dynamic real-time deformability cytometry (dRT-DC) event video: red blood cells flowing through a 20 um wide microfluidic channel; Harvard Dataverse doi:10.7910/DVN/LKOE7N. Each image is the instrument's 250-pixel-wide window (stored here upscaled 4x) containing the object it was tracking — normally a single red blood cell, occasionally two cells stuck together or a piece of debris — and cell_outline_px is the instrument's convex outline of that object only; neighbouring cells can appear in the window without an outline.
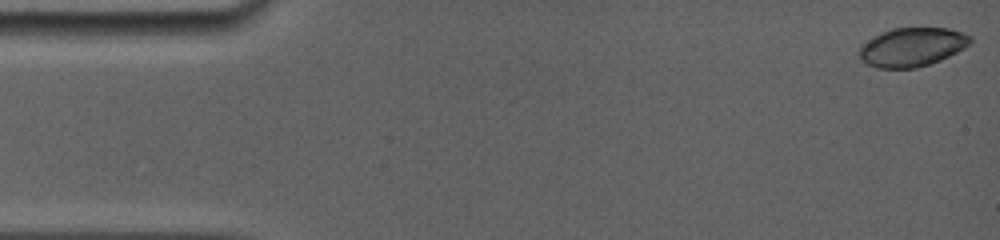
{"species": "common noctule bat (a hibernating species)", "species_latin": "Nyctalus noctula", "temperature_condition": "room temperature", "stored_images_in_passage": 12, "camera_frame_rate_fps": 5000, "um_per_image_px": 0.085, "animal": {"sex": "female", "body_mass_g": 19.0, "forearm_length_mm": 56.7}, "frame": {"image": 1, "passage_image": 1, "time_ms": 0.0, "image_size_px": [1000, 240], "cell_outline_px": [[972, 44], [940, 60], [916, 68], [876, 68], [860, 60], [860, 44], [880, 32], [892, 28], [948, 28], [972, 36]], "centroid_in_image_um": [77.51, 3.99], "position_along_channel_um": 7.5, "area_um2": 25.2}}
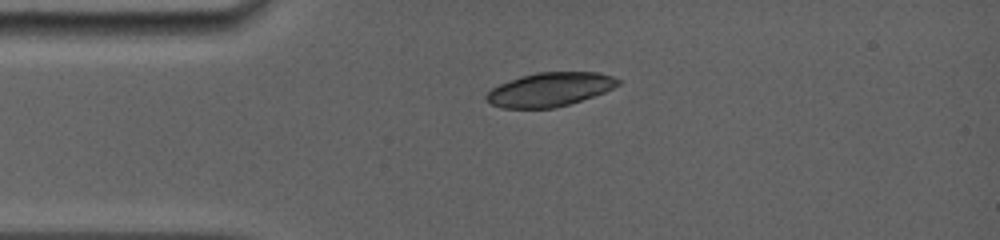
{"frame": {"image": 2, "passage_image": 9, "time_ms": 3.4, "image_size_px": [1000, 240], "cell_outline_px": [[620, 84], [604, 92], [556, 108], [500, 108], [488, 104], [484, 96], [492, 88], [500, 84], [520, 76], [536, 72], [600, 72], [612, 76], [620, 80]], "centroid_in_image_um": [46.69, 7.61], "position_along_channel_um": 38.3, "area_um2": 26.01}}